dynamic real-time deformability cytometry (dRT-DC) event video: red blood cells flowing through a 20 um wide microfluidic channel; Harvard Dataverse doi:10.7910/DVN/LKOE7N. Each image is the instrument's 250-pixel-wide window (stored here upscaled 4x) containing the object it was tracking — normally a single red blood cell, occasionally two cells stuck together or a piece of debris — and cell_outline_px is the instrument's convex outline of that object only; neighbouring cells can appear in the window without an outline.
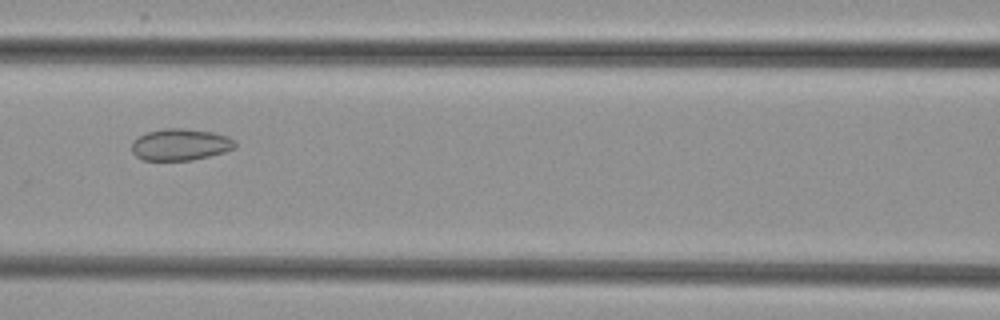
{"species": "common noctule bat (a hibernating species)", "species_latin": "Nyctalus noctula", "temperature_condition": "cold", "stored_images_in_passage": 28, "camera_frame_rate_fps": 3000, "um_per_image_px": 0.085, "animal": {"sex": "female", "body_mass_g": 29.2, "forearm_length_mm": 56.3}, "frame": {"image": 1, "passage_image": 7, "time_ms": 2.0, "image_size_px": [1000, 320], "cell_outline_px": [[236, 148], [224, 152], [192, 160], [144, 160], [136, 156], [132, 152], [132, 140], [148, 132], [164, 128], [184, 128], [212, 132], [228, 136], [236, 144]], "centroid_in_image_um": [15.32, 12.29], "position_along_channel_um": 151.3, "area_um2": 19.02}}
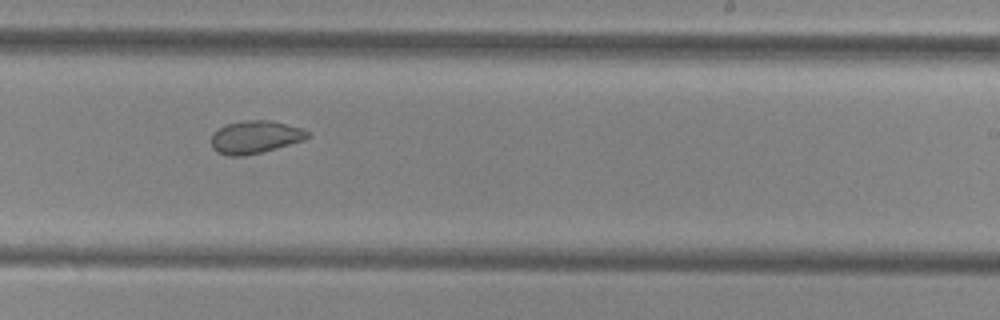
{"frame": {"image": 2, "passage_image": 16, "time_ms": 5.0, "image_size_px": [1000, 320], "cell_outline_px": [[312, 136], [304, 140], [276, 148], [244, 156], [228, 156], [216, 152], [212, 148], [212, 132], [228, 124], [244, 120], [268, 120], [304, 128]], "centroid_in_image_um": [21.7, 11.65], "position_along_channel_um": 267.3, "area_um2": 18.38}}
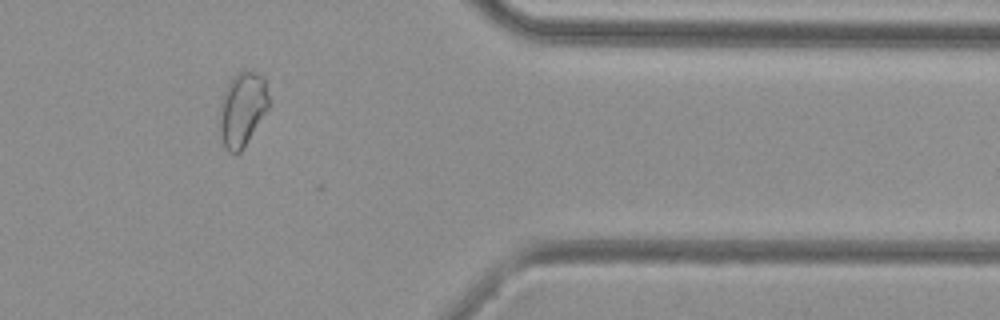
{"frame": {"image": 3, "passage_image": 27, "time_ms": 8.667, "image_size_px": [1000, 320], "cell_outline_px": [[272, 100], [268, 108], [240, 152], [228, 152], [224, 144], [220, 128], [220, 104], [224, 92], [232, 76], [236, 72], [256, 72], [264, 76]], "centroid_in_image_um": [20.64, 9.22], "position_along_channel_um": 390.8, "area_um2": 21.1}}